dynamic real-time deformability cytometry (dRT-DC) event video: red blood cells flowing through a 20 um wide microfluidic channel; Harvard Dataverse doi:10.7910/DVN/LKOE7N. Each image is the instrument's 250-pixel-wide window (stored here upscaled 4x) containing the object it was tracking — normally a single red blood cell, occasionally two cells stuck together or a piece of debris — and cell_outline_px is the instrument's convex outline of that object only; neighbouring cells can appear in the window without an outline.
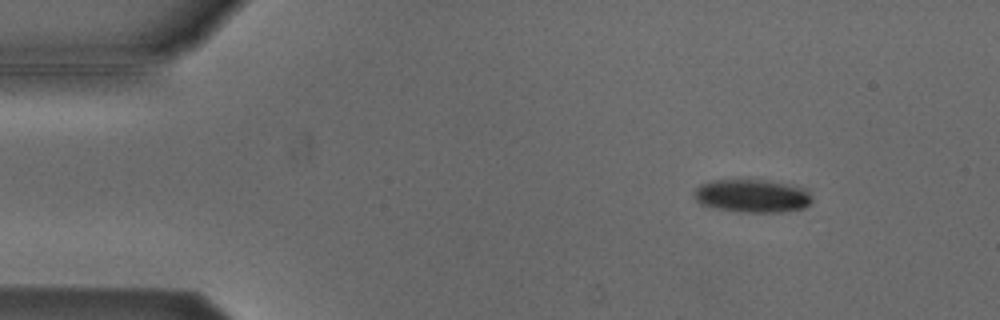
{"species": "Egyptian fruit bat (a non-hibernating species)", "species_latin": "Rousettus aegyptiacus", "temperature_condition": "cold", "stored_images_in_passage": 7, "camera_frame_rate_fps": 3000, "um_per_image_px": 0.085, "animal": {"sex": "male"}, "frame": {"image": 1, "passage_image": 2, "time_ms": 0.333, "image_size_px": [1000, 320], "cell_outline_px": [[812, 200], [804, 208], [780, 212], [740, 212], [700, 204], [692, 196], [692, 192], [700, 184], [712, 180], [748, 176], [772, 180], [804, 188], [808, 192]], "centroid_in_image_um": [63.88, 16.59], "position_along_channel_um": 21.1, "area_um2": 23.64}}
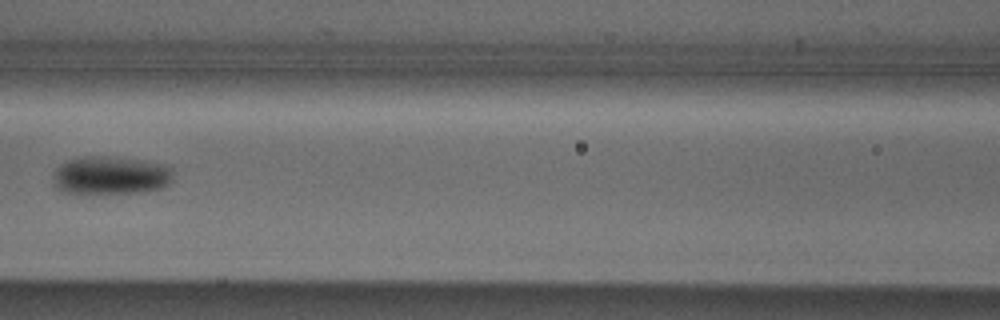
{"frame": {"image": 2, "passage_image": 6, "time_ms": 1.667, "image_size_px": [1000, 320], "cell_outline_px": [[172, 180], [164, 188], [144, 192], [64, 192], [56, 188], [52, 184], [52, 172], [60, 164], [68, 160], [80, 156], [116, 156], [168, 164], [172, 168]], "centroid_in_image_um": [9.41, 14.88], "position_along_channel_um": 157.2, "area_um2": 27.17}}
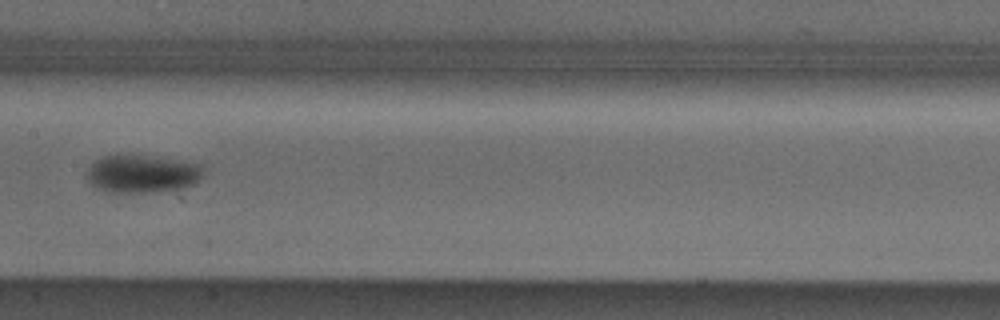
{"frame": {"image": 3, "passage_image": 7, "time_ms": 2.0, "image_size_px": [1000, 320], "cell_outline_px": [[204, 172], [196, 184], [180, 188], [144, 192], [108, 192], [96, 188], [84, 176], [88, 168], [96, 160], [104, 156], [144, 156], [204, 164]], "centroid_in_image_um": [12.08, 14.78], "position_along_channel_um": 195.3, "area_um2": 25.37}}